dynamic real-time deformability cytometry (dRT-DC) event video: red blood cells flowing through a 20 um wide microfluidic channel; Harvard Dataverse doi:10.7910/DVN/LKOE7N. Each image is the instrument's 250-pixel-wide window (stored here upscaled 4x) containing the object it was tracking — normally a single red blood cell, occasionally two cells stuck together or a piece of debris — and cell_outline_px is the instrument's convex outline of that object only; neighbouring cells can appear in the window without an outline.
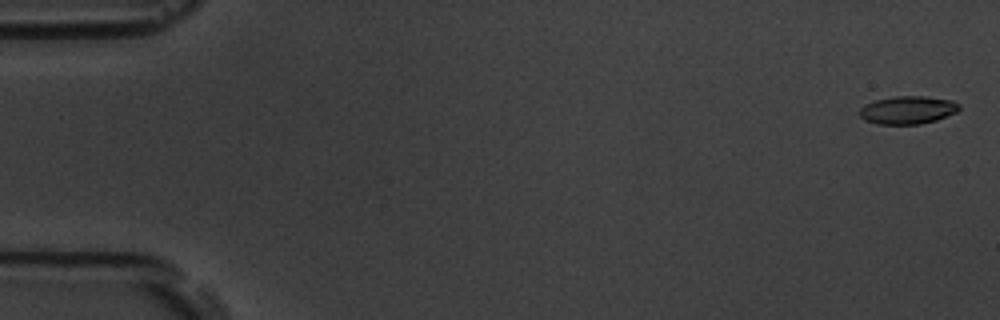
{"species": "common noctule bat (a hibernating species)", "species_latin": "Nyctalus noctula", "temperature_condition": "room temperature", "stored_images_in_passage": 17, "camera_frame_rate_fps": 3000, "um_per_image_px": 0.085, "animal": {"sex": "male", "body_mass_g": 19.5, "forearm_length_mm": 54.6}, "frame": {"image": 1, "passage_image": 1, "time_ms": 0.0, "image_size_px": [1000, 320], "cell_outline_px": [[960, 108], [956, 112], [936, 120], [920, 124], [876, 124], [864, 120], [860, 116], [860, 108], [864, 104], [876, 100], [896, 96], [924, 96], [952, 100], [960, 104]], "centroid_in_image_um": [77.15, 9.35], "position_along_channel_um": 7.9, "area_um2": 16.24}}
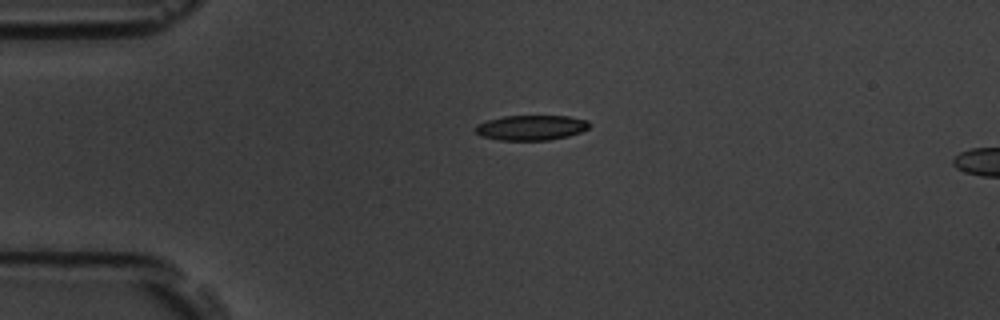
{"frame": {"image": 2, "passage_image": 13, "time_ms": 4.0, "image_size_px": [1000, 320], "cell_outline_px": [[588, 128], [580, 132], [568, 136], [548, 140], [500, 140], [480, 136], [476, 132], [476, 124], [488, 120], [504, 116], [568, 116], [588, 120]], "centroid_in_image_um": [45.13, 10.85], "position_along_channel_um": 39.9, "area_um2": 16.53}}